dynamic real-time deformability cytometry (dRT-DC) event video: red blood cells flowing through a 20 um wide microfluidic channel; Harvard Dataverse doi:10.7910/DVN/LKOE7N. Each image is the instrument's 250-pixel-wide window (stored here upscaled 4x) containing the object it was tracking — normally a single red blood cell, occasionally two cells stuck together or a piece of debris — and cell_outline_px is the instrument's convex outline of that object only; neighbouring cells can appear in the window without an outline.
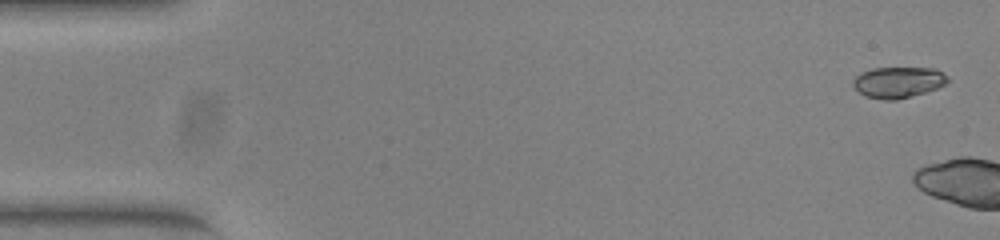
{"species": "common noctule bat (a hibernating species)", "species_latin": "Nyctalus noctula", "temperature_condition": "warm", "stored_images_in_passage": 5, "camera_frame_rate_fps": 3000, "um_per_image_px": 0.085, "animal": {"sex": "female", "body_mass_g": 23.0, "forearm_length_mm": 53.4}, "frame": {"image": 1, "passage_image": 2, "time_ms": 0.333, "image_size_px": [1000, 240], "cell_outline_px": [[948, 80], [944, 84], [936, 88], [924, 92], [896, 100], [884, 100], [864, 96], [852, 84], [852, 80], [860, 72], [872, 68], [936, 68], [948, 76]], "centroid_in_image_um": [76.31, 6.98], "position_along_channel_um": 8.7, "area_um2": 17.05}}